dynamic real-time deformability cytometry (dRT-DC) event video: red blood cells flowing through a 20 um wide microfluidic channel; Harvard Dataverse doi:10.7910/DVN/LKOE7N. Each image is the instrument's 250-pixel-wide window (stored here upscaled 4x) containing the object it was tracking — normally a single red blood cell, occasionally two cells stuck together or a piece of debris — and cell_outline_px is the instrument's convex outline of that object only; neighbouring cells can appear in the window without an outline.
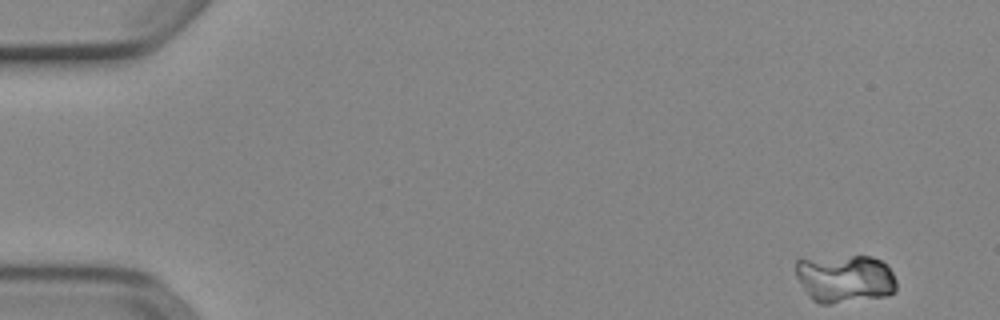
{"species": "Egyptian fruit bat (a non-hibernating species)", "species_latin": "Rousettus aegyptiacus", "temperature_condition": "cold", "stored_images_in_passage": 51, "camera_frame_rate_fps": 3000, "um_per_image_px": 0.085, "animal": {"sex": "female"}, "frame": {"image": 1, "passage_image": 1, "time_ms": 0.0, "image_size_px": [1000, 320], "cell_outline_px": [[896, 292], [888, 296], [832, 304], [820, 304], [812, 300], [808, 296], [796, 276], [796, 260], [800, 256], [872, 256], [888, 264], [896, 280]], "centroid_in_image_um": [71.79, 23.66], "position_along_channel_um": 13.2, "area_um2": 29.19}}
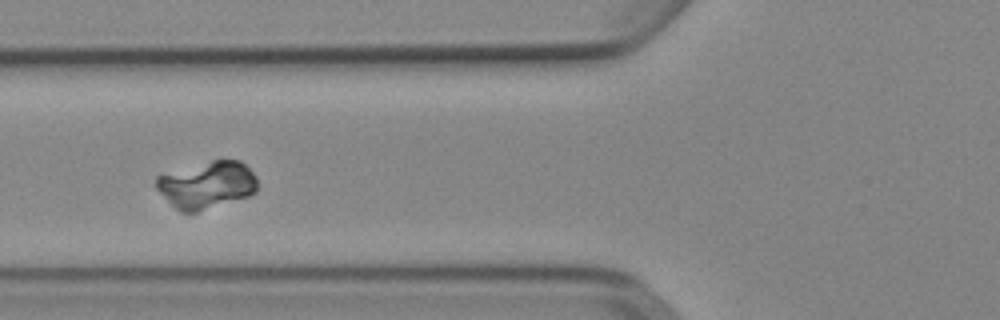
{"frame": {"image": 2, "passage_image": 19, "time_ms": 6.0, "image_size_px": [1000, 320], "cell_outline_px": [[256, 192], [248, 196], [196, 212], [180, 212], [156, 188], [156, 176], [212, 160], [240, 160], [256, 176]], "centroid_in_image_um": [17.59, 15.71], "position_along_channel_um": 108.2, "area_um2": 27.28}}
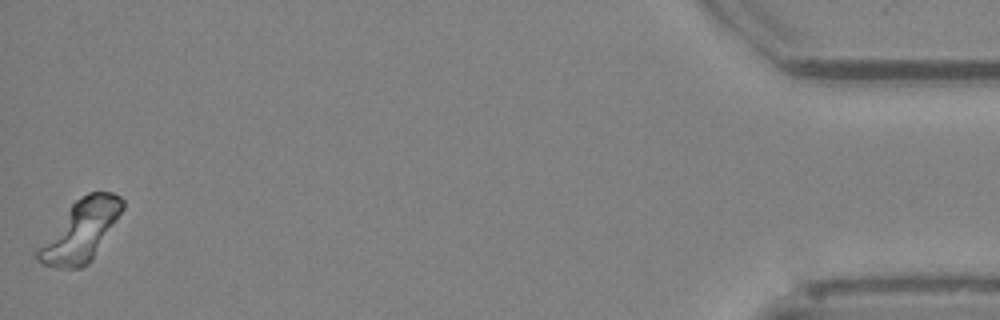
{"frame": {"image": 3, "passage_image": 51, "time_ms": 16.667, "image_size_px": [1000, 320], "cell_outline_px": [[124, 208], [92, 260], [88, 264], [80, 268], [60, 268], [44, 264], [36, 260], [36, 248], [72, 204], [76, 200], [88, 192], [112, 192], [120, 196], [124, 200]], "centroid_in_image_um": [6.86, 19.63], "position_along_channel_um": 428.3, "area_um2": 29.82}}